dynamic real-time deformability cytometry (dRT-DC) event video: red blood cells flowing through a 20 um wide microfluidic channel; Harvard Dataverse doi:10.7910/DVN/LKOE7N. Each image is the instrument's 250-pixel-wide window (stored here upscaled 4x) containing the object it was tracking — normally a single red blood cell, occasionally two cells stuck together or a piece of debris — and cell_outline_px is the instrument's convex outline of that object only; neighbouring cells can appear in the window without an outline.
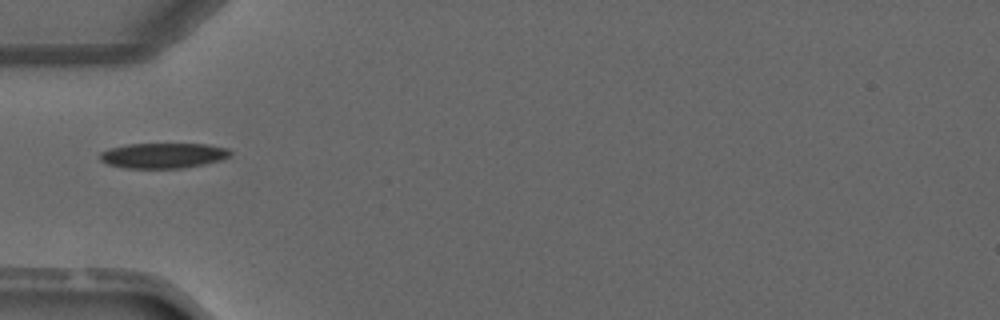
{"species": "common noctule bat (a hibernating species)", "species_latin": "Nyctalus noctula", "temperature_condition": "warm", "stored_images_in_passage": 3, "camera_frame_rate_fps": 3000, "um_per_image_px": 0.085, "animal": {"sex": "male", "forearm_length_mm": 52.5}, "frame": {"image": 1, "passage_image": 3, "time_ms": 2.333, "image_size_px": [1000, 320], "cell_outline_px": [[232, 156], [220, 160], [204, 164], [184, 168], [124, 168], [108, 164], [100, 160], [100, 152], [112, 148], [128, 144], [208, 144], [228, 148], [232, 152]], "centroid_in_image_um": [13.91, 13.22], "position_along_channel_um": 71.1, "area_um2": 19.25}}